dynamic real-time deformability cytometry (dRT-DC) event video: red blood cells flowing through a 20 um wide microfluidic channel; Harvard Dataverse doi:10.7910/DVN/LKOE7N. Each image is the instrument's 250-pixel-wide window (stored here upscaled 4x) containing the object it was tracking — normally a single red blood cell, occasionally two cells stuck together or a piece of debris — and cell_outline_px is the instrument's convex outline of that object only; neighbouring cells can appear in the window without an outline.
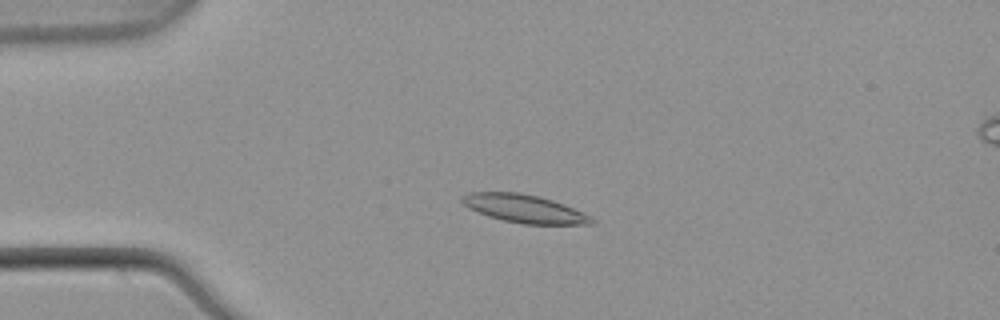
{"species": "common noctule bat (a hibernating species)", "species_latin": "Nyctalus noctula", "temperature_condition": "warm", "stored_images_in_passage": 53, "camera_frame_rate_fps": 3000, "um_per_image_px": 0.085, "animal": {"sex": "male", "body_mass_g": 21.5, "forearm_length_mm": 52.0}, "frame": {"image": 1, "passage_image": 13, "time_ms": 4.0, "image_size_px": [1000, 320], "cell_outline_px": [[596, 224], [524, 224], [504, 220], [488, 216], [468, 208], [460, 200], [460, 196], [468, 192], [520, 192], [540, 196], [564, 204], [584, 212], [592, 216], [596, 220]], "centroid_in_image_um": [44.59, 17.73], "position_along_channel_um": 40.4, "area_um2": 21.44}}
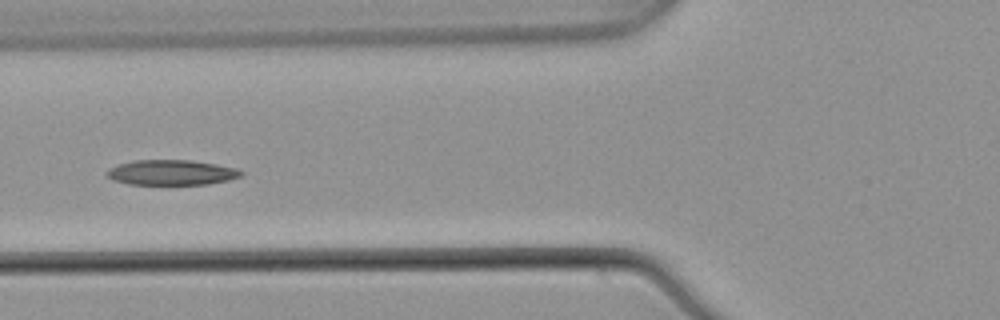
{"frame": {"image": 2, "passage_image": 21, "time_ms": 6.667, "image_size_px": [1000, 320], "cell_outline_px": [[244, 172], [240, 176], [228, 180], [208, 184], [128, 184], [112, 180], [104, 172], [108, 168], [132, 160], [192, 160], [216, 164], [236, 168]], "centroid_in_image_um": [14.54, 14.66], "position_along_channel_um": 111.3, "area_um2": 19.71}}
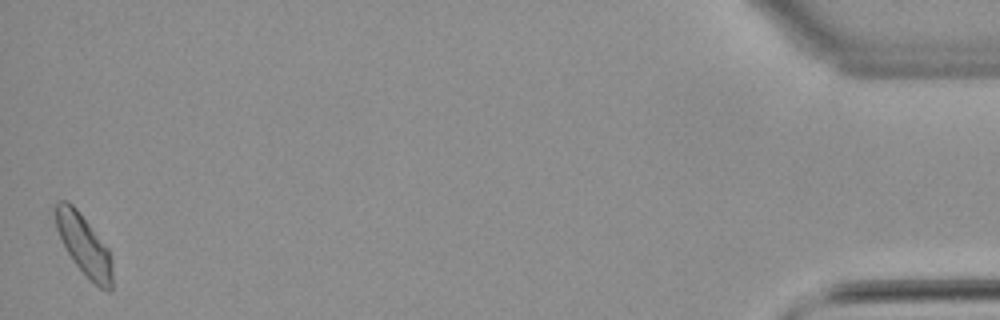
{"frame": {"image": 3, "passage_image": 53, "time_ms": 17.333, "image_size_px": [1000, 320], "cell_outline_px": [[112, 288], [108, 292], [100, 288], [88, 280], [76, 264], [68, 252], [56, 228], [56, 204], [60, 200], [68, 200], [76, 208], [108, 248], [112, 260]], "centroid_in_image_um": [7.17, 20.87], "position_along_channel_um": 428.0, "area_um2": 19.83}, "authors_computed_cell_mechanics": {"area_um2": 19.8832, "velocity_mm_per_s": 3.8444, "shape_relaxation_time_tau1_ms": 10.66, "shape_relaxation_time_tau2_ms": 6.9786, "deformation_change_tau1": 0.1897, "deformation_change_tau2": 0.1204}}